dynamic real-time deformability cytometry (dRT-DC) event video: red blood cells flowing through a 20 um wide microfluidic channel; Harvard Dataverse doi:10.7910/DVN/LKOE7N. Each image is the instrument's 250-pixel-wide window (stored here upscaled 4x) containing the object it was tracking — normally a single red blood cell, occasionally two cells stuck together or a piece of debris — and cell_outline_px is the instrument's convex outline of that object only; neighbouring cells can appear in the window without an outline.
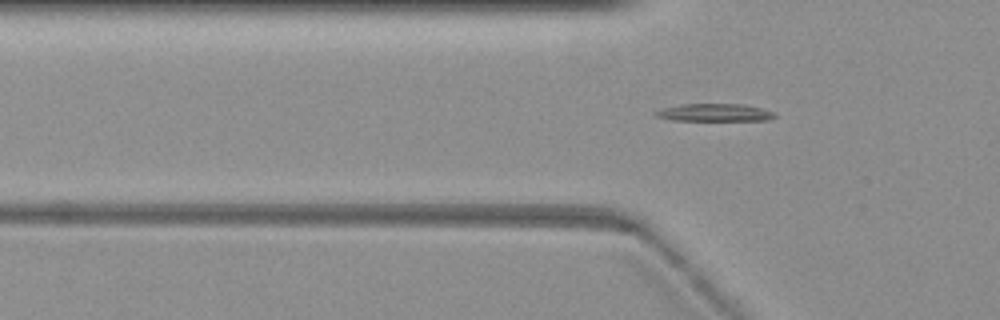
{"species": "common noctule bat (a hibernating species)", "species_latin": "Nyctalus noctula", "temperature_condition": "warm", "stored_images_in_passage": 2, "camera_frame_rate_fps": 3000, "um_per_image_px": 0.085, "animal": {"sex": "female", "body_mass_g": 19.3, "forearm_length_mm": 54.1}, "frame": {"image": 1, "passage_image": 2, "time_ms": 0.333, "image_size_px": [1000, 320], "cell_outline_px": [[776, 116], [768, 120], [672, 120], [656, 116], [652, 112], [664, 108], [680, 104], [740, 104], [760, 108], [776, 112]], "centroid_in_image_um": [60.73, 9.56], "position_along_channel_um": 65.1, "area_um2": 12.08}}